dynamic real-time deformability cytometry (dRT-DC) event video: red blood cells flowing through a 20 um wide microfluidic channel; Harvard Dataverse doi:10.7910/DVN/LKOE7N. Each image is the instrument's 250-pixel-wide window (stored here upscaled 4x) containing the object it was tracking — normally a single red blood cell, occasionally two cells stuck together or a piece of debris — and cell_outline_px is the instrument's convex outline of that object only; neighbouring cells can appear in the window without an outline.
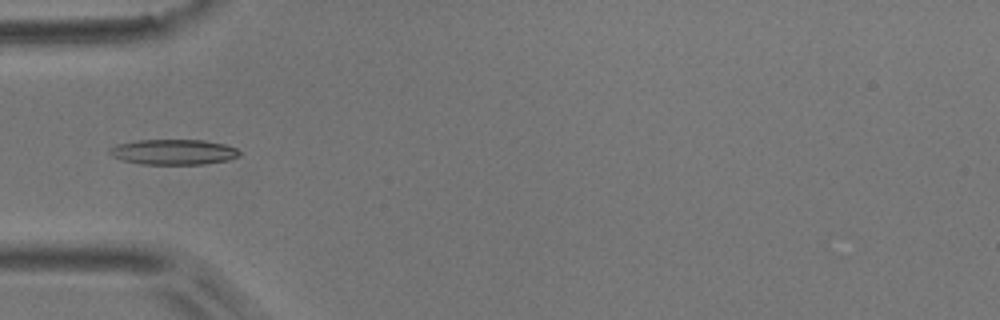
{"species": "common noctule bat (a hibernating species)", "species_latin": "Nyctalus noctula", "temperature_condition": "room temperature", "stored_images_in_passage": 3, "camera_frame_rate_fps": 3000, "um_per_image_px": 0.085, "animal": {"sex": "male", "body_mass_g": 17.9}, "frame": {"image": 1, "passage_image": 2, "time_ms": 1.333, "image_size_px": [1000, 320], "cell_outline_px": [[240, 156], [228, 160], [204, 164], [140, 164], [124, 160], [112, 156], [108, 152], [108, 148], [116, 144], [140, 140], [204, 140], [224, 144], [236, 148], [240, 152]], "centroid_in_image_um": [14.74, 12.92], "position_along_channel_um": 70.3, "area_um2": 19.19}}
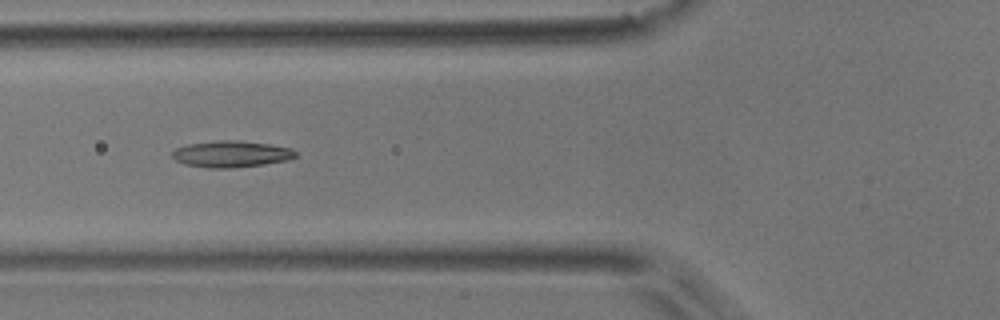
{"frame": {"image": 2, "passage_image": 3, "time_ms": 2.333, "image_size_px": [1000, 320], "cell_outline_px": [[296, 156], [288, 160], [264, 164], [228, 168], [208, 168], [184, 164], [176, 160], [172, 156], [172, 152], [176, 148], [188, 144], [220, 140], [240, 140], [268, 144], [292, 148], [296, 152]], "centroid_in_image_um": [19.65, 13.09], "position_along_channel_um": 106.1, "area_um2": 18.96}}